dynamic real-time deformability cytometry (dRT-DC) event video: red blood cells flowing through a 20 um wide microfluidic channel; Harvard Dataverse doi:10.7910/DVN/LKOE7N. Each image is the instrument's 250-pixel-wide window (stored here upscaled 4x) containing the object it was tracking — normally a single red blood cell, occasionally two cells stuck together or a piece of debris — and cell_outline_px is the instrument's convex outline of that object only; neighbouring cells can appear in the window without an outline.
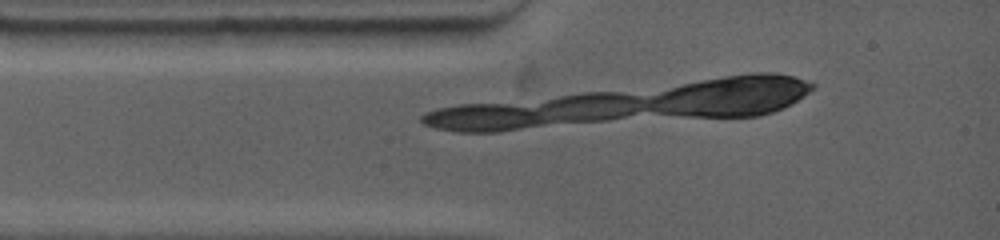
{"species": "common noctule bat (a hibernating species)", "species_latin": "Nyctalus noctula", "temperature_condition": "warm", "stored_images_in_passage": 1, "camera_frame_rate_fps": 4500, "um_per_image_px": 0.085, "animal": {"sex": "female", "body_mass_g": 19.0, "forearm_length_mm": 53.3}, "frame": {"image": 1, "passage_image": 1, "time_ms": 0.0, "image_size_px": [1000, 240], "cell_outline_px": [[192, 32], [176, 44], [160, 48], [44, 48], [32, 32], [44, 28], [88, 28]], "centroid_in_image_um": [9.08, 3.25], "position_along_channel_um": 75.9, "area_um2": 19.36}}